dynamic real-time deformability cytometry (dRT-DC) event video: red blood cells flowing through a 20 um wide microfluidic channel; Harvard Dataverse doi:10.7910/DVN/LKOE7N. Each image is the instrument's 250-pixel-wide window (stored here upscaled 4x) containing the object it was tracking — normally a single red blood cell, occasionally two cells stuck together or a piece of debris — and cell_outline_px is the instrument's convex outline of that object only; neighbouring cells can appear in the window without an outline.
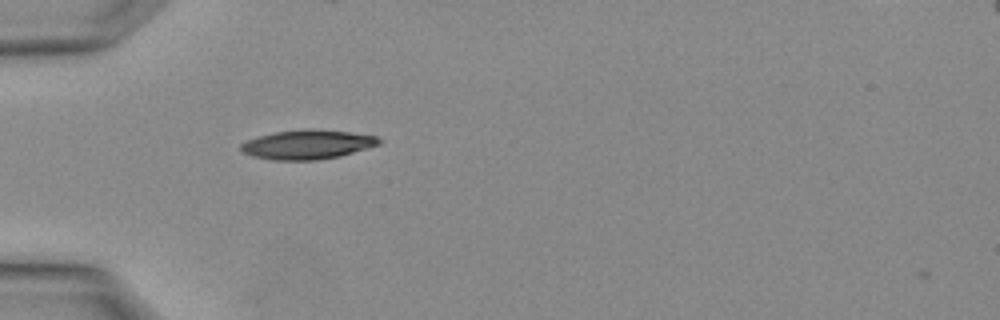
{"species": "Egyptian fruit bat (a non-hibernating species)", "species_latin": "Rousettus aegyptiacus", "temperature_condition": "warm", "stored_images_in_passage": 1, "camera_frame_rate_fps": 3000, "um_per_image_px": 0.085, "animal": {"sex": "female"}, "frame": {"image": 1, "passage_image": 1, "time_ms": 0.0, "image_size_px": [1000, 320], "cell_outline_px": [[384, 140], [380, 144], [340, 156], [316, 160], [272, 160], [252, 156], [240, 152], [240, 144], [248, 140], [260, 136], [276, 132], [308, 128], [348, 132], [376, 136]], "centroid_in_image_um": [26.12, 12.29], "position_along_channel_um": 58.9, "area_um2": 23.52}}